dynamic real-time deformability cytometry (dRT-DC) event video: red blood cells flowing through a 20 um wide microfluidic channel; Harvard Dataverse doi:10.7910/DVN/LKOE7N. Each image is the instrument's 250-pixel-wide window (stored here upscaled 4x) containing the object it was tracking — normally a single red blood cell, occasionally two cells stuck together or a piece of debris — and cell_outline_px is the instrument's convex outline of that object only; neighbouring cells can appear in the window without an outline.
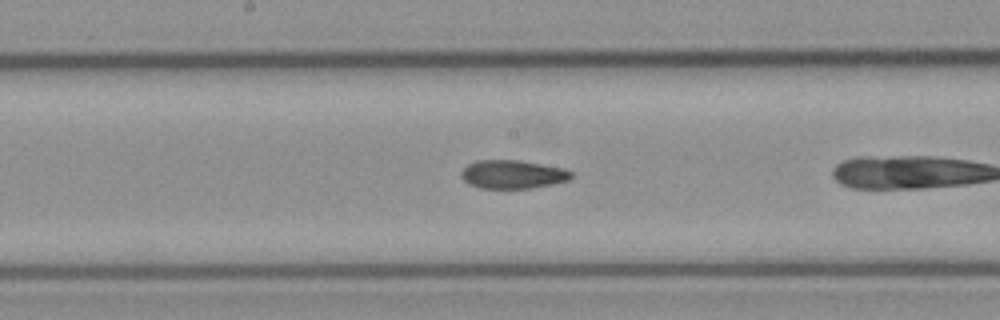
{"species": "common noctule bat (a hibernating species)", "species_latin": "Nyctalus noctula", "temperature_condition": "cold", "stored_images_in_passage": 16, "camera_frame_rate_fps": 3000, "um_per_image_px": 0.085, "animal": {"sex": "female", "body_mass_g": 21.9}, "frame": {"image": 1, "passage_image": 12, "time_ms": 3.667, "image_size_px": [1000, 320], "cell_outline_px": [[572, 176], [568, 180], [552, 184], [532, 188], [480, 188], [468, 184], [460, 176], [460, 172], [468, 164], [476, 160], [520, 160], [564, 168], [572, 172]], "centroid_in_image_um": [43.55, 14.81], "position_along_channel_um": 204.6, "area_um2": 18.32}}